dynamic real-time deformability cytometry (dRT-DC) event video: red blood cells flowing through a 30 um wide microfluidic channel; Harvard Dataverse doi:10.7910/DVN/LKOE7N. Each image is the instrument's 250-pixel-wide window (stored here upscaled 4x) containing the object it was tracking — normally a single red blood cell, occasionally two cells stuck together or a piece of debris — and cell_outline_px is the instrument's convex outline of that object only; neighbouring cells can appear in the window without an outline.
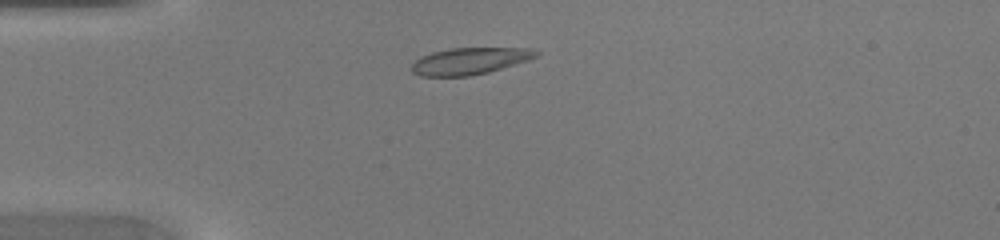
{"species": "common noctule bat (a hibernating species)", "species_latin": "Nyctalus noctula", "temperature_condition": "warm", "stored_images_in_passage": 40, "camera_frame_rate_fps": 3000, "um_per_image_px": 0.085, "animal": {"sex": "female", "body_mass_g": 20.0, "forearm_length_mm": 54.0}, "frame": {"image": 1, "passage_image": 6, "time_ms": 1.667, "image_size_px": [1000, 240], "cell_outline_px": [[540, 56], [528, 60], [488, 72], [468, 76], [420, 76], [412, 72], [412, 64], [420, 56], [432, 52], [448, 48], [528, 48], [540, 52]], "centroid_in_image_um": [39.92, 5.18], "position_along_channel_um": 45.1, "area_um2": 19.42}}
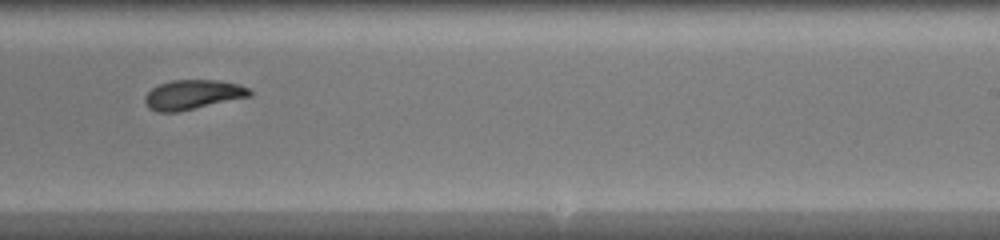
{"frame": {"image": 2, "passage_image": 23, "time_ms": 7.333, "image_size_px": [1000, 240], "cell_outline_px": [[252, 96], [176, 112], [156, 112], [148, 108], [144, 100], [144, 96], [152, 88], [160, 84], [172, 80], [216, 80], [236, 84], [248, 88], [252, 92]], "centroid_in_image_um": [16.36, 8.05], "position_along_channel_um": 272.6, "area_um2": 17.92}}
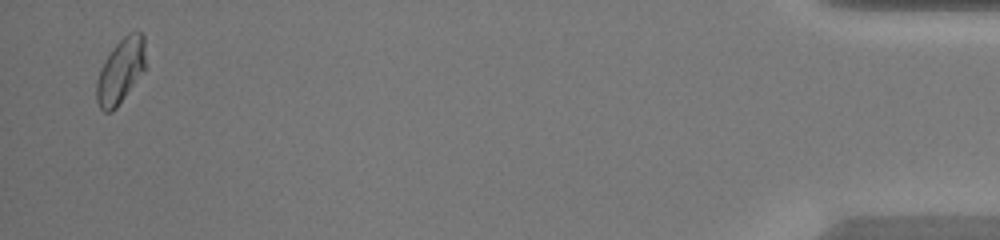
{"frame": {"image": 3, "passage_image": 39, "time_ms": 12.667, "image_size_px": [1000, 240], "cell_outline_px": [[144, 68], [116, 108], [112, 112], [104, 112], [100, 108], [96, 100], [96, 80], [100, 68], [112, 48], [128, 32], [140, 32], [144, 36]], "centroid_in_image_um": [10.2, 6.03], "position_along_channel_um": 425.0, "area_um2": 18.09}}